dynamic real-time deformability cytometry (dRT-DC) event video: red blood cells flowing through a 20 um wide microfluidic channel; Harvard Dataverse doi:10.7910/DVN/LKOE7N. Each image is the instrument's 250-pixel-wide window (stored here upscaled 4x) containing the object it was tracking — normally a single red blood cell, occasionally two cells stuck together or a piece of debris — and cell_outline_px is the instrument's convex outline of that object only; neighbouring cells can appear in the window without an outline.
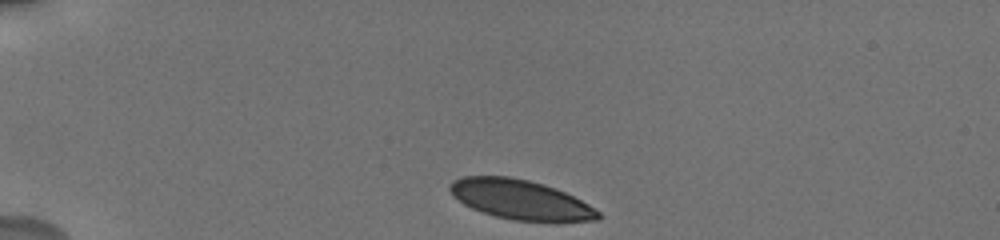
{"species": "human", "species_latin": "Homo sapiens", "temperature_condition": "cold", "stored_images_in_passage": 53, "camera_frame_rate_fps": 3000, "um_per_image_px": 0.085, "donor": {"sex": "male"}, "frame": {"image": 1, "passage_image": 1, "time_ms": 0.0, "image_size_px": [1000, 240], "cell_outline_px": [[600, 220], [556, 224], [552, 224], [512, 220], [496, 216], [472, 208], [464, 204], [448, 188], [448, 184], [452, 180], [464, 176], [508, 176], [528, 180], [544, 184], [556, 188], [588, 204], [600, 212]], "centroid_in_image_um": [44.32, 17.01], "position_along_channel_um": 40.7, "area_um2": 34.85}}
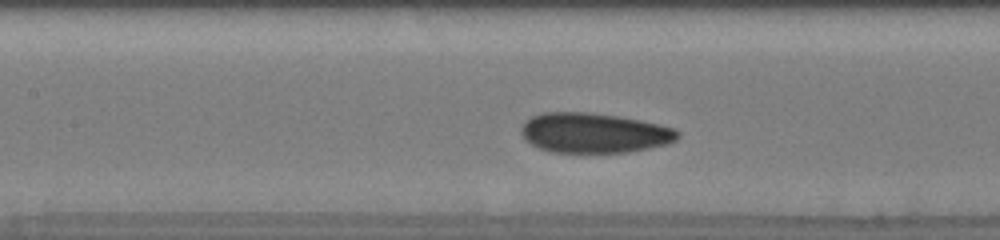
{"frame": {"image": 2, "passage_image": 22, "time_ms": 4.667, "image_size_px": [1000, 240], "cell_outline_px": [[680, 136], [676, 140], [668, 144], [628, 152], [552, 152], [540, 148], [524, 140], [520, 132], [520, 128], [524, 120], [532, 116], [544, 112], [588, 112], [620, 116], [640, 120], [672, 128], [680, 132]], "centroid_in_image_um": [50.46, 11.29], "position_along_channel_um": 156.9, "area_um2": 36.53}}
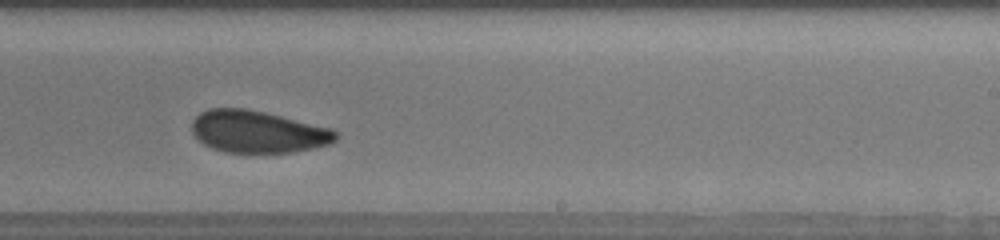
{"frame": {"image": 3, "passage_image": 35, "time_ms": 7.667, "image_size_px": [1000, 240], "cell_outline_px": [[336, 140], [328, 144], [312, 148], [292, 152], [224, 152], [212, 148], [204, 144], [192, 132], [192, 120], [200, 112], [208, 108], [244, 108], [264, 112], [328, 128], [336, 132]], "centroid_in_image_um": [21.84, 11.19], "position_along_channel_um": 267.2, "area_um2": 34.8}, "authors_computed_cell_mechanics": {"area_um2": 35.836, "velocity_mm_per_s": 3.6899, "shape_relaxation_time_tau1_ms": 2.5275, "shape_relaxation_time_tau2_ms": 1.9569, "deformation_change_tau1": 0.0824, "deformation_change_tau2": 0.0626}}